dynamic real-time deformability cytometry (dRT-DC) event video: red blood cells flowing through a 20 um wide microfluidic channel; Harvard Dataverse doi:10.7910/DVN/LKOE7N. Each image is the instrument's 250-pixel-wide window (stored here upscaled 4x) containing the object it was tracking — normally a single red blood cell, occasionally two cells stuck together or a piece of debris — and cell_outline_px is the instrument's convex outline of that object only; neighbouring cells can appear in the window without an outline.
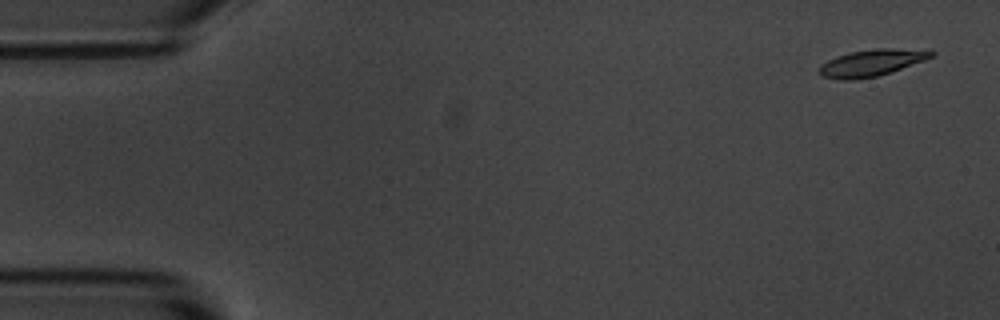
{"species": "common noctule bat (a hibernating species)", "species_latin": "Nyctalus noctula", "temperature_condition": "room temperature", "stored_images_in_passage": 4, "camera_frame_rate_fps": 3000, "um_per_image_px": 0.085, "animal": {"sex": "male", "body_mass_g": 20.1, "forearm_length_mm": 53.5}, "frame": {"image": 1, "passage_image": 1, "time_ms": 0.0, "image_size_px": [1000, 320], "cell_outline_px": [[936, 52], [932, 56], [924, 60], [876, 76], [852, 80], [840, 80], [824, 76], [820, 72], [820, 68], [828, 60], [836, 56], [848, 52], [876, 48], [928, 48]], "centroid_in_image_um": [74.15, 5.3], "position_along_channel_um": 10.8, "area_um2": 17.34}}
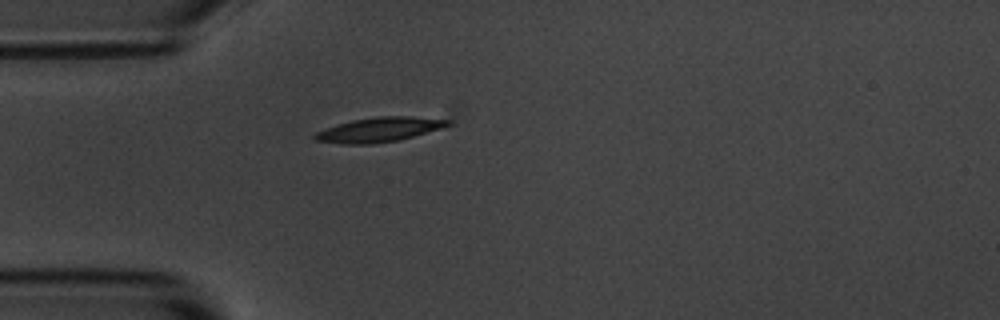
{"frame": {"image": 2, "passage_image": 4, "time_ms": 4.333, "image_size_px": [1000, 320], "cell_outline_px": [[452, 124], [440, 128], [400, 140], [372, 144], [340, 144], [316, 140], [312, 136], [316, 132], [336, 124], [352, 120], [376, 116], [412, 116], [452, 120]], "centroid_in_image_um": [32.22, 11.01], "position_along_channel_um": 52.8, "area_um2": 19.07}}